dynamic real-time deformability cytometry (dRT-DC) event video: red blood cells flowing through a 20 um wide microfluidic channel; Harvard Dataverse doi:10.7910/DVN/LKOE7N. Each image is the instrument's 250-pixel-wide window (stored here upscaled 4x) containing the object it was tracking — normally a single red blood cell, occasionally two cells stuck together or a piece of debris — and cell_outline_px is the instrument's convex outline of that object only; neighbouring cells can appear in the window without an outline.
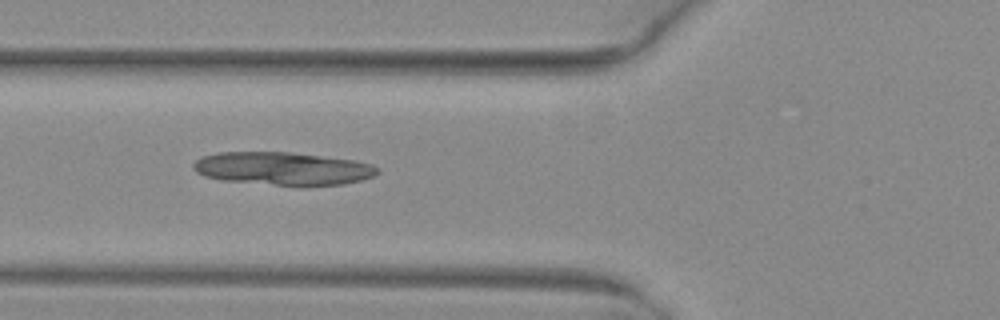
{"species": "common noctule bat (a hibernating species)", "species_latin": "Nyctalus noctula", "temperature_condition": "warm", "stored_images_in_passage": 13, "segment_of_instrument_passage": [1, 2], "camera_frame_rate_fps": 3000, "um_per_image_px": 0.085, "animal": {"sex": "female", "body_mass_g": 29.2, "forearm_length_mm": 56.3}, "frame": {"image": 1, "passage_image": 4, "time_ms": 1.0, "image_size_px": [1000, 320], "cell_outline_px": [[380, 172], [372, 176], [360, 180], [344, 184], [276, 184], [220, 180], [204, 176], [196, 172], [192, 168], [192, 164], [196, 160], [204, 156], [220, 152], [288, 152], [356, 160], [372, 164], [380, 168]], "centroid_in_image_um": [24.03, 14.3], "position_along_channel_um": 101.8, "area_um2": 34.85}}